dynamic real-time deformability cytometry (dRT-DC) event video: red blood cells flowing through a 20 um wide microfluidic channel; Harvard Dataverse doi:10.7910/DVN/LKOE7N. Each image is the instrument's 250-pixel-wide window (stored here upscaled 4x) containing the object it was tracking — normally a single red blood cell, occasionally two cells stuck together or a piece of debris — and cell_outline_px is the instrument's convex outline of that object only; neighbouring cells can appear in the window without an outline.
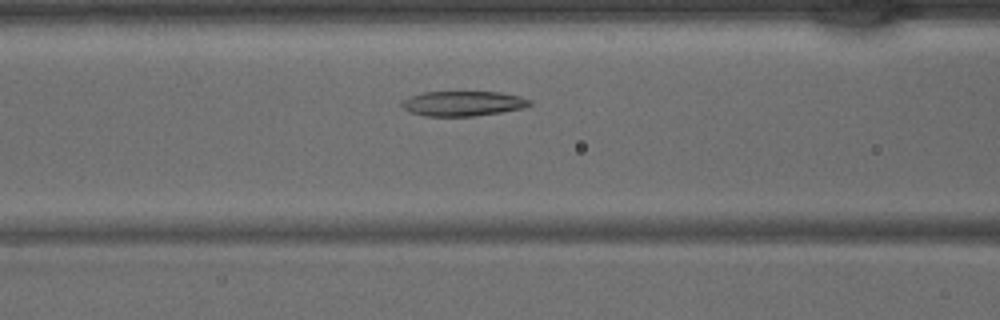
{"species": "common noctule bat (a hibernating species)", "species_latin": "Nyctalus noctula", "temperature_condition": "warm", "stored_images_in_passage": 37, "camera_frame_rate_fps": 3000, "um_per_image_px": 0.085, "animal": {"sex": "male", "body_mass_g": 15.6}, "frame": {"image": 1, "passage_image": 12, "time_ms": 3.667, "image_size_px": [1000, 320], "cell_outline_px": [[532, 104], [524, 108], [500, 112], [472, 116], [424, 116], [412, 112], [404, 108], [400, 104], [408, 96], [424, 92], [500, 92], [520, 96], [532, 100]], "centroid_in_image_um": [39.37, 8.79], "position_along_channel_um": 127.2, "area_um2": 18.55}}
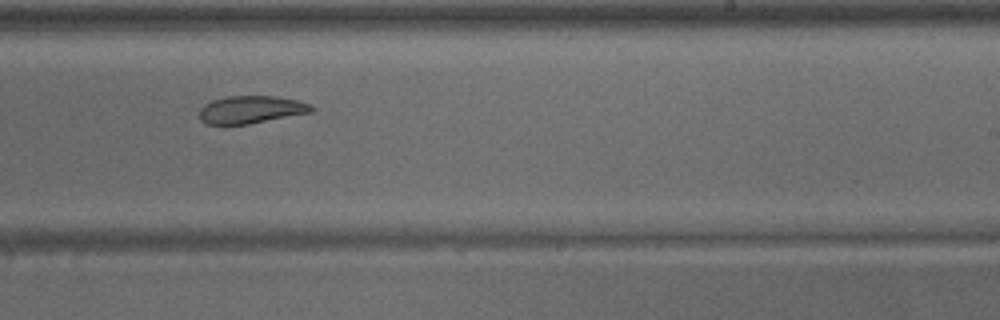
{"frame": {"image": 2, "passage_image": 21, "time_ms": 6.667, "image_size_px": [1000, 320], "cell_outline_px": [[316, 108], [312, 112], [248, 124], [204, 124], [200, 120], [200, 108], [204, 104], [212, 100], [224, 96], [276, 96], [300, 100]], "centroid_in_image_um": [21.33, 9.31], "position_along_channel_um": 267.7, "area_um2": 18.15}}
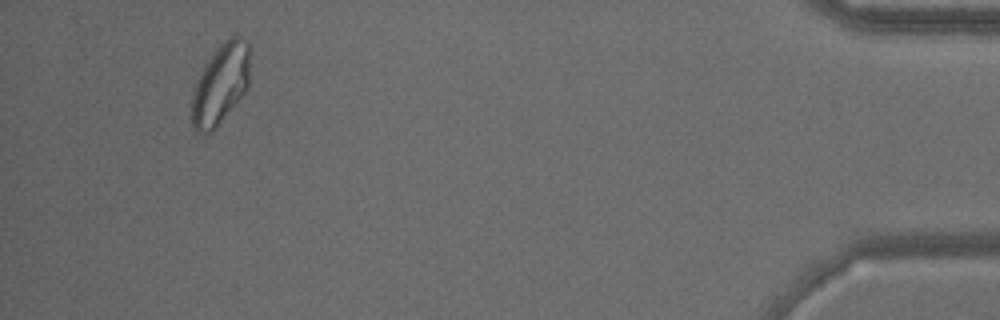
{"frame": {"image": 3, "passage_image": 35, "time_ms": 11.333, "image_size_px": [1000, 320], "cell_outline_px": [[248, 88], [216, 128], [212, 132], [204, 136], [196, 132], [192, 128], [192, 96], [196, 84], [204, 64], [216, 48], [232, 32], [248, 40]], "centroid_in_image_um": [18.73, 7.15], "position_along_channel_um": 416.5, "area_um2": 27.46}}